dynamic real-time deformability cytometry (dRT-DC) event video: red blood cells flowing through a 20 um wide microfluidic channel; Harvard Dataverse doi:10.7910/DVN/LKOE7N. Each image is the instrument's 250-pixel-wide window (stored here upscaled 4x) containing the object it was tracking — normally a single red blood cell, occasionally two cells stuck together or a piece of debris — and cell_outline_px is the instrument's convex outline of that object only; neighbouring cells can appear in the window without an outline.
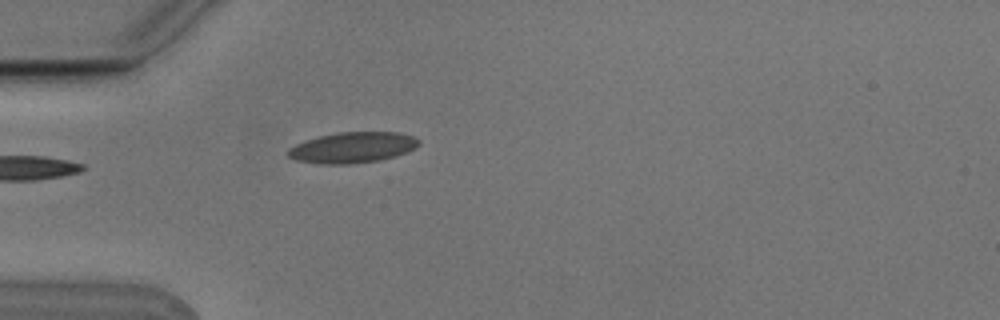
{"species": "Egyptian fruit bat (a non-hibernating species)", "species_latin": "Rousettus aegyptiacus", "temperature_condition": "cold", "stored_images_in_passage": 2, "camera_frame_rate_fps": 3000, "um_per_image_px": 0.085, "animal": {"sex": "male"}, "frame": {"image": 1, "passage_image": 2, "time_ms": 0.333, "image_size_px": [1000, 320], "cell_outline_px": [[420, 144], [416, 148], [408, 152], [396, 156], [380, 160], [348, 164], [320, 164], [296, 160], [288, 156], [288, 148], [296, 144], [320, 136], [340, 132], [396, 132], [412, 136], [420, 140]], "centroid_in_image_um": [30.0, 12.54], "position_along_channel_um": 55.0, "area_um2": 23.41}}